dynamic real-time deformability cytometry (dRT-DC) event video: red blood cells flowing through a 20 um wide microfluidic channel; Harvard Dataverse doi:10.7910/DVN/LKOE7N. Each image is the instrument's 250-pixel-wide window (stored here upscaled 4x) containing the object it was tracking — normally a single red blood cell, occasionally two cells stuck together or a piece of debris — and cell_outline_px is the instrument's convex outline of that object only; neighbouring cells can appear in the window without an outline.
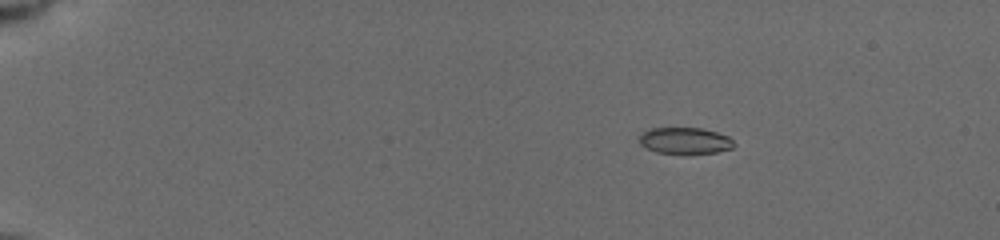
{"species": "common noctule bat (a hibernating species)", "species_latin": "Nyctalus noctula", "temperature_condition": "cold", "stored_images_in_passage": 14, "camera_frame_rate_fps": 3000, "um_per_image_px": 0.085, "animal": {"sex": "female", "body_mass_g": 19.5, "forearm_length_mm": 54.1}, "frame": {"image": 1, "passage_image": 6, "time_ms": 3.333, "image_size_px": [1000, 240], "cell_outline_px": [[736, 144], [732, 148], [716, 152], [656, 152], [640, 144], [640, 136], [644, 132], [652, 128], [700, 128], [716, 132], [728, 136]], "centroid_in_image_um": [58.25, 11.93], "position_along_channel_um": 26.8, "area_um2": 14.05}}
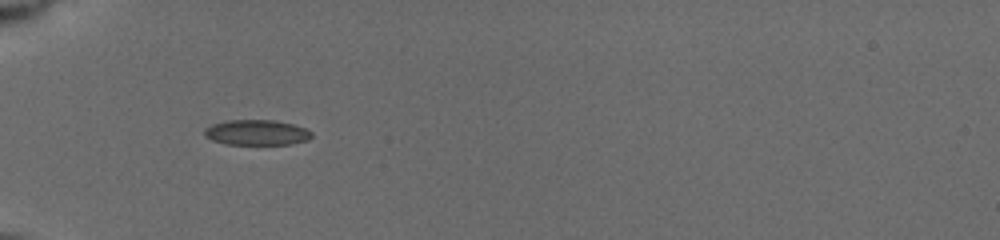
{"frame": {"image": 2, "passage_image": 11, "time_ms": 6.667, "image_size_px": [1000, 240], "cell_outline_px": [[312, 136], [308, 140], [288, 144], [228, 144], [212, 140], [204, 136], [204, 128], [212, 124], [228, 120], [276, 120], [292, 124], [304, 128], [312, 132]], "centroid_in_image_um": [21.8, 11.25], "position_along_channel_um": 63.2, "area_um2": 15.78}}
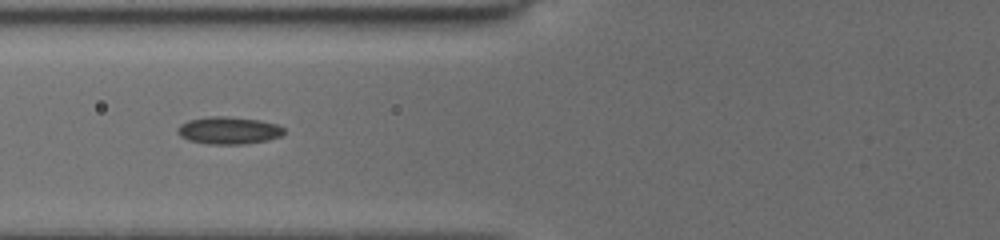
{"frame": {"image": 3, "passage_image": 13, "time_ms": 8.0, "image_size_px": [1000, 240], "cell_outline_px": [[284, 132], [280, 136], [268, 140], [244, 144], [208, 144], [188, 140], [180, 136], [176, 132], [176, 128], [180, 124], [188, 120], [208, 116], [228, 116], [260, 120], [276, 124], [284, 128]], "centroid_in_image_um": [19.4, 11.08], "position_along_channel_um": 106.4, "area_um2": 17.11}}